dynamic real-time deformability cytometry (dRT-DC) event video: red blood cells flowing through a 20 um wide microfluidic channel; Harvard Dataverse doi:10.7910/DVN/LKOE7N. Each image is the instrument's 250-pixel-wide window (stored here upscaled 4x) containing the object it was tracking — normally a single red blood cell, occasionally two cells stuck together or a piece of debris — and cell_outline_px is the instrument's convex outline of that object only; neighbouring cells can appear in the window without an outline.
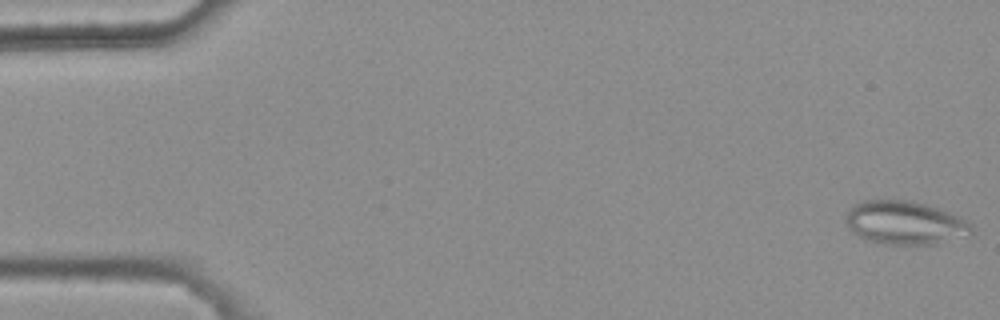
{"species": "common noctule bat (a hibernating species)", "species_latin": "Nyctalus noctula", "temperature_condition": "warm", "stored_images_in_passage": 5, "camera_frame_rate_fps": 3000, "um_per_image_px": 0.085, "animal": {"sex": "female", "body_mass_g": 25.1}, "frame": {"image": 1, "passage_image": 1, "time_ms": 0.0, "image_size_px": [1000, 320], "cell_outline_px": [[972, 232], [968, 236], [936, 244], [888, 244], [864, 240], [852, 232], [848, 228], [844, 216], [848, 208], [864, 200], [912, 200], [960, 216], [968, 220], [972, 224]], "centroid_in_image_um": [76.91, 18.94], "position_along_channel_um": 8.1, "area_um2": 32.14}}